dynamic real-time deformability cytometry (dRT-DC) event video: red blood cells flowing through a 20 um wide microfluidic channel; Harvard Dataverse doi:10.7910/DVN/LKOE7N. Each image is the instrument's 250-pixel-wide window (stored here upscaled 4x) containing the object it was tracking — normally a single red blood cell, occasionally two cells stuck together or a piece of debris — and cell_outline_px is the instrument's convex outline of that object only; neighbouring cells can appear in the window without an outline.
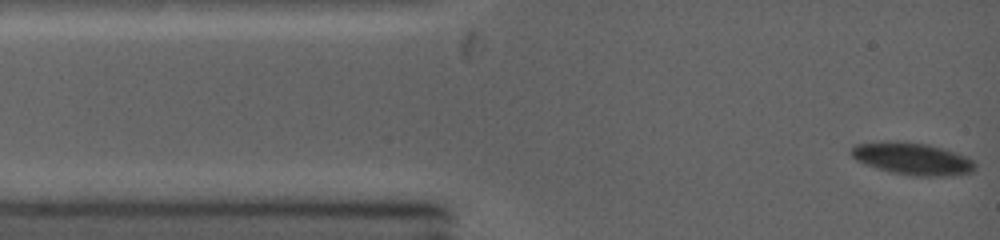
{"species": "common noctule bat (a hibernating species)", "species_latin": "Nyctalus noctula", "temperature_condition": "warm", "stored_images_in_passage": 85, "camera_frame_rate_fps": 5000, "um_per_image_px": 0.085, "animal": {"sex": "female", "body_mass_g": 19.0, "forearm_length_mm": 53.3}, "frame": {"image": 1, "passage_image": 1, "time_ms": 0.0, "image_size_px": [1000, 240], "cell_outline_px": [[976, 168], [972, 172], [948, 176], [912, 176], [888, 172], [864, 164], [856, 160], [852, 156], [852, 148], [856, 144], [888, 140], [896, 140], [928, 144], [944, 148], [964, 156], [972, 160], [976, 164]], "centroid_in_image_um": [77.54, 13.49], "position_along_channel_um": 7.5, "area_um2": 23.47}}
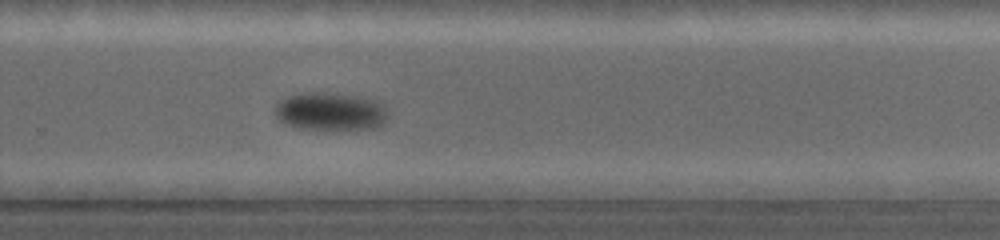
{"frame": {"image": 2, "passage_image": 48, "time_ms": 8.6, "image_size_px": [1000, 240], "cell_outline_px": [[388, 116], [384, 124], [376, 128], [336, 132], [296, 128], [284, 124], [276, 116], [276, 104], [280, 100], [288, 96], [308, 92], [352, 96], [376, 100], [384, 104]], "centroid_in_image_um": [28.11, 9.55], "position_along_channel_um": 301.7, "area_um2": 25.61}}
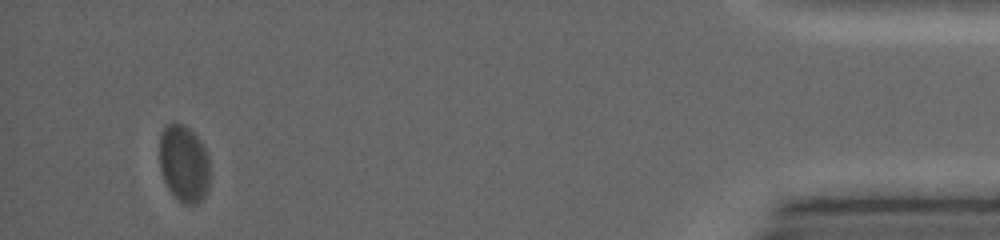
{"frame": {"image": 3, "passage_image": 76, "time_ms": 13.8, "image_size_px": [1000, 240], "cell_outline_px": [[208, 188], [204, 196], [196, 204], [184, 204], [168, 188], [164, 180], [160, 168], [160, 136], [164, 128], [168, 124], [184, 124], [200, 140], [208, 152]], "centroid_in_image_um": [15.63, 13.89], "position_along_channel_um": 419.6, "area_um2": 22.31}, "authors_computed_cell_mechanics": {"area_um2": 23.4668, "velocity_mm_per_s": 4.0941, "shape_relaxation_time_tau1_ms": 2.4324, "shape_relaxation_time_tau2_ms": null, "deformation_change_tau1": 0.1208, "deformation_change_tau2": null}}